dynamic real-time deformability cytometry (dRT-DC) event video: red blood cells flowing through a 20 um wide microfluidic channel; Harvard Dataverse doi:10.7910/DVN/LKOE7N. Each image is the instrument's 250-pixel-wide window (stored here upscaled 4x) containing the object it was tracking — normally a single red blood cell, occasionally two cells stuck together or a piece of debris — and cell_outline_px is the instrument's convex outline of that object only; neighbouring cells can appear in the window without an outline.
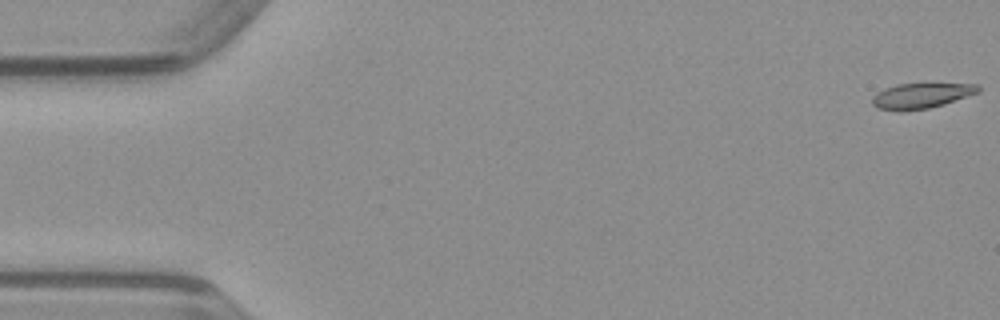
{"species": "common noctule bat (a hibernating species)", "species_latin": "Nyctalus noctula", "temperature_condition": "warm", "stored_images_in_passage": 50, "camera_frame_rate_fps": 3000, "um_per_image_px": 0.085, "animal": {"sex": "male", "body_mass_g": 23.1, "forearm_length_mm": 52.7}, "frame": {"image": 1, "passage_image": 1, "time_ms": 0.0, "image_size_px": [1000, 320], "cell_outline_px": [[980, 92], [944, 104], [928, 108], [900, 112], [876, 108], [872, 104], [872, 96], [876, 92], [884, 88], [896, 84], [980, 84]], "centroid_in_image_um": [78.26, 8.15], "position_along_channel_um": 6.7, "area_um2": 15.78}}
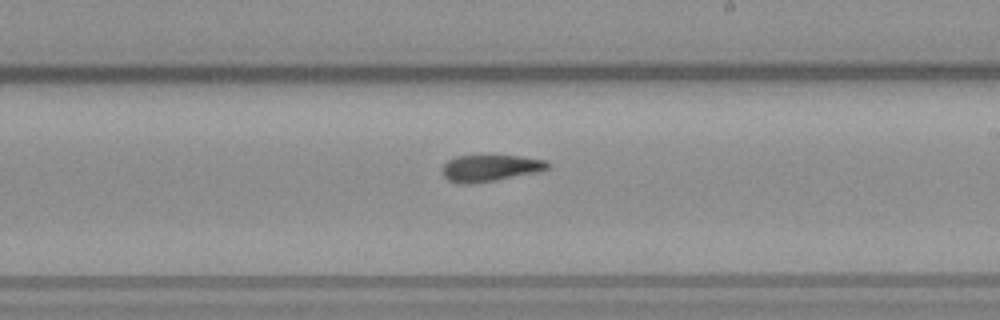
{"frame": {"image": 2, "passage_image": 29, "time_ms": 9.333, "image_size_px": [1000, 320], "cell_outline_px": [[552, 164], [548, 168], [540, 172], [496, 180], [472, 184], [460, 184], [448, 180], [440, 172], [440, 168], [448, 160], [456, 156], [520, 156], [544, 160]], "centroid_in_image_um": [41.65, 14.3], "position_along_channel_um": 247.4, "area_um2": 16.53}}
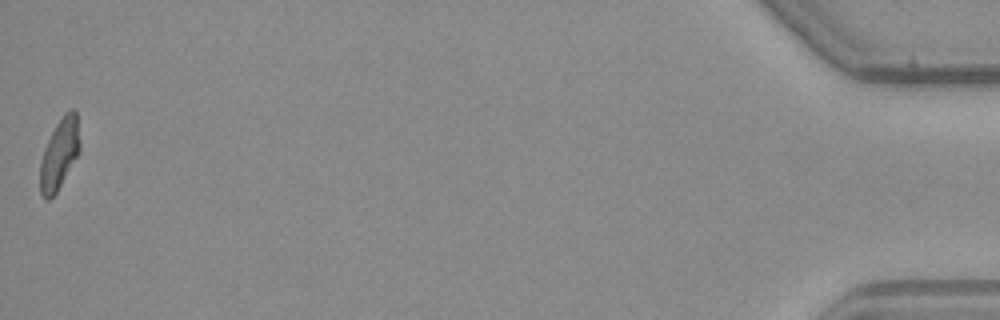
{"frame": {"image": 3, "passage_image": 50, "time_ms": 16.333, "image_size_px": [1000, 320], "cell_outline_px": [[80, 152], [56, 192], [48, 200], [44, 200], [40, 192], [40, 160], [44, 148], [56, 124], [64, 112], [68, 108], [72, 108], [76, 112], [80, 144]], "centroid_in_image_um": [5.05, 13.07], "position_along_channel_um": 430.2, "area_um2": 16.36}}